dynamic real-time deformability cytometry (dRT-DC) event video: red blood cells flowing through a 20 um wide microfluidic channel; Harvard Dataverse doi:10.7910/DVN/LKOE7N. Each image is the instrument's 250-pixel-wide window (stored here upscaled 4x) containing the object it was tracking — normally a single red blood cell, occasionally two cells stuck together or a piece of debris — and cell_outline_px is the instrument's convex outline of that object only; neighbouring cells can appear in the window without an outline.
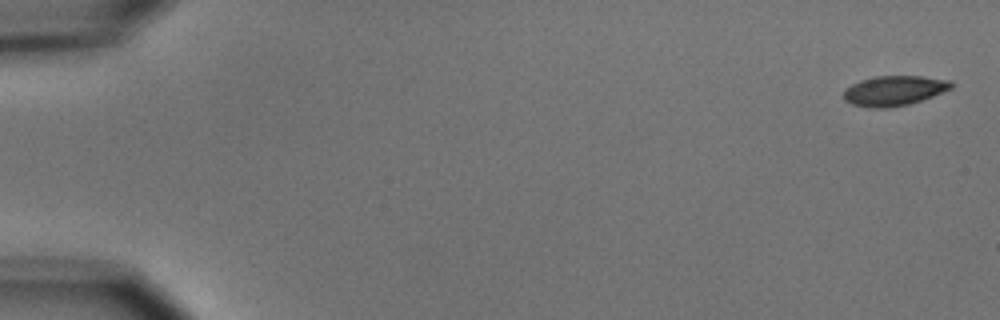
{"species": "common noctule bat (a hibernating species)", "species_latin": "Nyctalus noctula", "temperature_condition": "cold", "stored_images_in_passage": 5, "camera_frame_rate_fps": 3000, "um_per_image_px": 0.085, "animal": {"sex": "male", "body_mass_g": 15.6}, "frame": {"image": 1, "passage_image": 1, "time_ms": 0.0, "image_size_px": [1000, 320], "cell_outline_px": [[952, 88], [932, 96], [908, 104], [888, 108], [868, 108], [852, 104], [844, 100], [844, 88], [860, 80], [876, 76], [920, 76], [952, 80]], "centroid_in_image_um": [75.97, 7.7], "position_along_channel_um": 9.0, "area_um2": 18.79}}
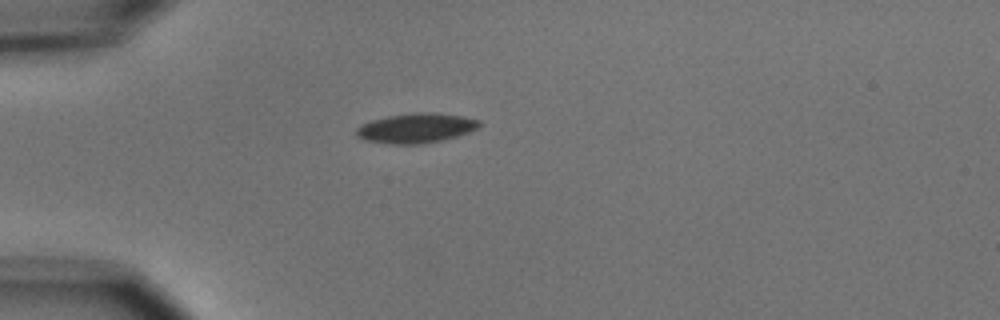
{"frame": {"image": 2, "passage_image": 5, "time_ms": 4.667, "image_size_px": [1000, 320], "cell_outline_px": [[480, 124], [476, 128], [468, 132], [456, 136], [440, 140], [420, 144], [388, 144], [364, 140], [356, 136], [356, 128], [372, 120], [388, 116], [412, 112], [432, 112], [464, 116], [480, 120]], "centroid_in_image_um": [35.34, 10.88], "position_along_channel_um": 49.7, "area_um2": 21.21}}